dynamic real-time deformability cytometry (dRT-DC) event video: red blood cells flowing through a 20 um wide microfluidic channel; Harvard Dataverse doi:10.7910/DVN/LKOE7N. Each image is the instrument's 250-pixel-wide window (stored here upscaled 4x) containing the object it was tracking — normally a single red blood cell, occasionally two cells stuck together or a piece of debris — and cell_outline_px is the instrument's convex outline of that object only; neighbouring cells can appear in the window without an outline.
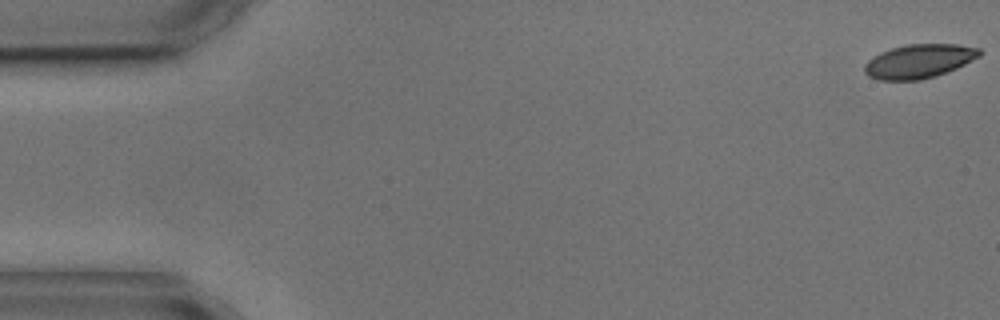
{"species": "common noctule bat (a hibernating species)", "species_latin": "Nyctalus noctula", "temperature_condition": "cold", "stored_images_in_passage": 5, "camera_frame_rate_fps": 3000, "um_per_image_px": 0.085, "animal": {"sex": "male", "body_mass_g": 17.9, "forearm_length_mm": 54.2}, "frame": {"image": 1, "passage_image": 1, "time_ms": 0.0, "image_size_px": [1000, 320], "cell_outline_px": [[980, 56], [956, 68], [936, 76], [920, 80], [880, 80], [868, 76], [864, 72], [864, 64], [872, 56], [880, 52], [892, 48], [908, 44], [960, 44], [980, 48]], "centroid_in_image_um": [78.09, 5.2], "position_along_channel_um": 6.9, "area_um2": 22.77}}
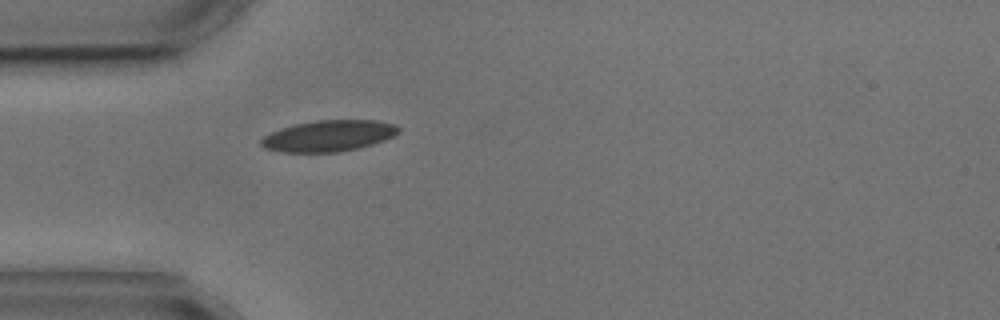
{"frame": {"image": 2, "passage_image": 5, "time_ms": 5.0, "image_size_px": [1000, 320], "cell_outline_px": [[400, 132], [384, 140], [360, 148], [336, 152], [280, 152], [264, 148], [260, 144], [260, 140], [264, 136], [280, 128], [296, 124], [316, 120], [376, 120], [396, 124], [400, 128]], "centroid_in_image_um": [27.94, 11.54], "position_along_channel_um": 57.1, "area_um2": 25.03}}